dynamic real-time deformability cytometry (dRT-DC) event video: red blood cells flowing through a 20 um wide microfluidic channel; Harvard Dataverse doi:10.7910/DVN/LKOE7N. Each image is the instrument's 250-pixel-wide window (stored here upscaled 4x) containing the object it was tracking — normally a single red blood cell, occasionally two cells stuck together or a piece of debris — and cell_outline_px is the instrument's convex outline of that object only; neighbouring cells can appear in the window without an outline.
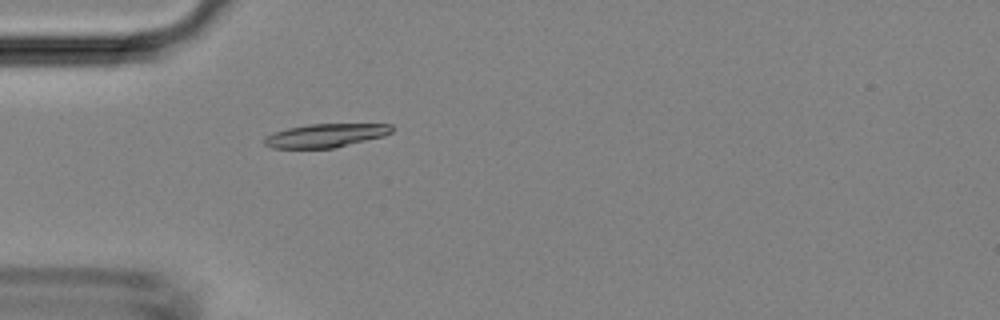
{"species": "Egyptian fruit bat (a non-hibernating species)", "species_latin": "Rousettus aegyptiacus", "temperature_condition": "room temperature", "stored_images_in_passage": 3, "camera_frame_rate_fps": 3000, "um_per_image_px": 0.085, "animal": {"sex": "female"}, "frame": {"image": 1, "passage_image": 1, "time_ms": 0.0, "image_size_px": [1000, 320], "cell_outline_px": [[392, 132], [384, 136], [336, 148], [272, 148], [264, 144], [264, 136], [288, 128], [308, 124], [392, 124]], "centroid_in_image_um": [27.68, 11.52], "position_along_channel_um": 57.3, "area_um2": 17.51}}